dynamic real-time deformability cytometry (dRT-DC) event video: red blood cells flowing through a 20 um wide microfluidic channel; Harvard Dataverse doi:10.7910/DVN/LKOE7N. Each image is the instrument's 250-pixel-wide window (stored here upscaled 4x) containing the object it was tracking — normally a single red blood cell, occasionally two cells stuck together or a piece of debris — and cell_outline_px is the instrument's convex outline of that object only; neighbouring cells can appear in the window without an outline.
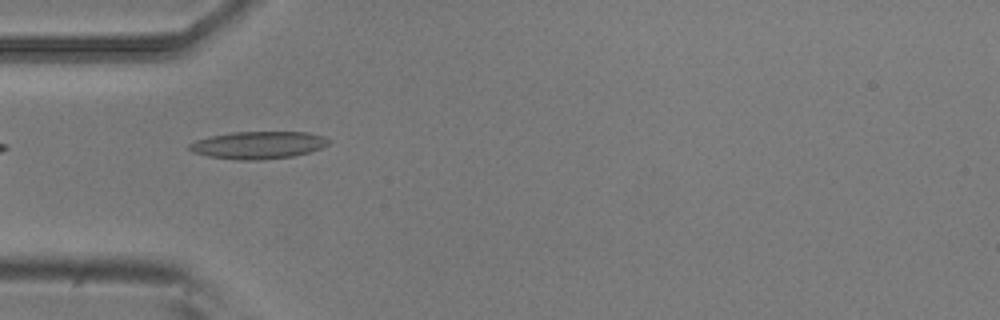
{"species": "common noctule bat (a hibernating species)", "species_latin": "Nyctalus noctula", "temperature_condition": "room temperature", "stored_images_in_passage": 8, "camera_frame_rate_fps": 3000, "um_per_image_px": 0.085, "animal": {"sex": "male", "body_mass_g": 20.5, "forearm_length_mm": 52.5}, "frame": {"image": 1, "passage_image": 3, "time_ms": 0.667, "image_size_px": [1000, 320], "cell_outline_px": [[332, 140], [328, 144], [320, 148], [308, 152], [292, 156], [264, 160], [240, 160], [208, 156], [192, 152], [188, 148], [188, 144], [196, 140], [212, 136], [232, 132], [308, 132], [324, 136]], "centroid_in_image_um": [21.96, 12.33], "position_along_channel_um": 63.0, "area_um2": 22.25}}
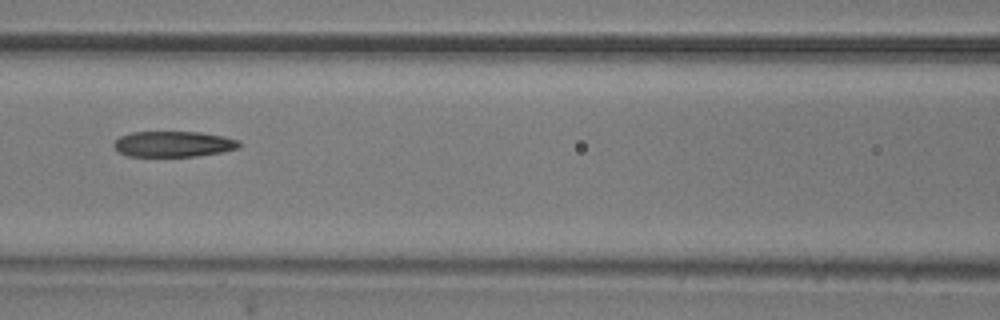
{"frame": {"image": 2, "passage_image": 5, "time_ms": 1.333, "image_size_px": [1000, 320], "cell_outline_px": [[240, 148], [220, 152], [196, 156], [128, 156], [120, 152], [112, 144], [120, 136], [132, 132], [200, 132], [224, 136], [240, 140]], "centroid_in_image_um": [14.77, 12.24], "position_along_channel_um": 151.8, "area_um2": 18.73}}
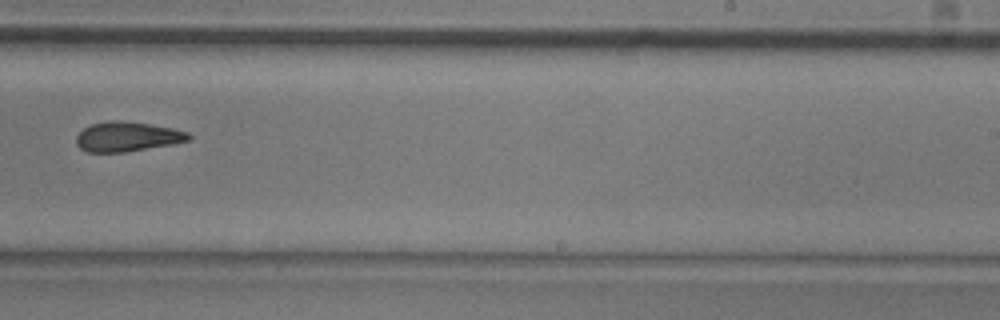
{"frame": {"image": 3, "passage_image": 8, "time_ms": 2.333, "image_size_px": [1000, 320], "cell_outline_px": [[192, 136], [188, 140], [172, 144], [124, 152], [88, 152], [80, 148], [76, 144], [76, 136], [84, 128], [92, 124], [112, 120], [120, 120], [148, 124], [172, 128], [188, 132]], "centroid_in_image_um": [10.8, 11.61], "position_along_channel_um": 278.2, "area_um2": 19.25}}